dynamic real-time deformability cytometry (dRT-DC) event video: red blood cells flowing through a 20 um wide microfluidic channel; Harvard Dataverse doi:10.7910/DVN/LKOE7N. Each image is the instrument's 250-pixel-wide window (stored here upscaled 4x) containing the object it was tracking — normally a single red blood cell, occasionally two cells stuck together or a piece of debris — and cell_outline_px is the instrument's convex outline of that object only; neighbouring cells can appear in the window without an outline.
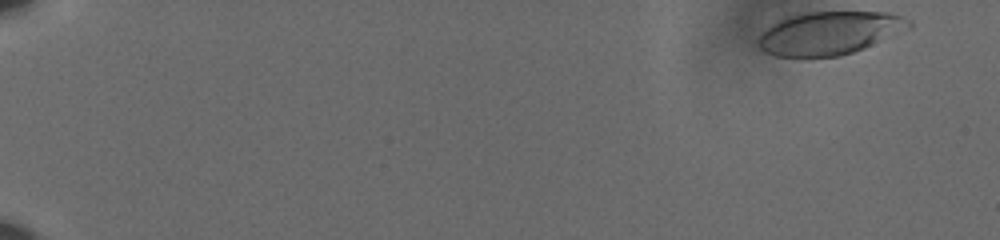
{"species": "human", "species_latin": "Homo sapiens", "temperature_condition": "cold", "stored_images_in_passage": 52, "camera_frame_rate_fps": 3000, "um_per_image_px": 0.085, "donor": {"sex": "male"}, "frame": {"image": 1, "passage_image": 1, "time_ms": 0.0, "image_size_px": [1000, 240], "cell_outline_px": [[912, 28], [864, 48], [840, 56], [776, 56], [764, 52], [760, 48], [760, 36], [776, 20], [784, 16], [808, 12], [888, 12], [912, 20]], "centroid_in_image_um": [70.55, 2.79], "position_along_channel_um": 14.4, "area_um2": 37.8}}
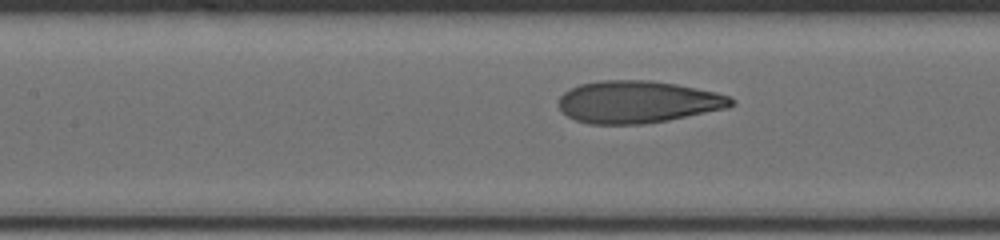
{"frame": {"image": 2, "passage_image": 28, "time_ms": 9.0, "image_size_px": [1000, 240], "cell_outline_px": [[736, 104], [728, 108], [668, 120], [644, 124], [588, 124], [576, 120], [568, 116], [556, 104], [556, 100], [564, 92], [580, 84], [600, 80], [652, 80], [676, 84], [716, 92], [728, 96], [736, 100]], "centroid_in_image_um": [54.21, 8.66], "position_along_channel_um": 153.2, "area_um2": 42.71}}
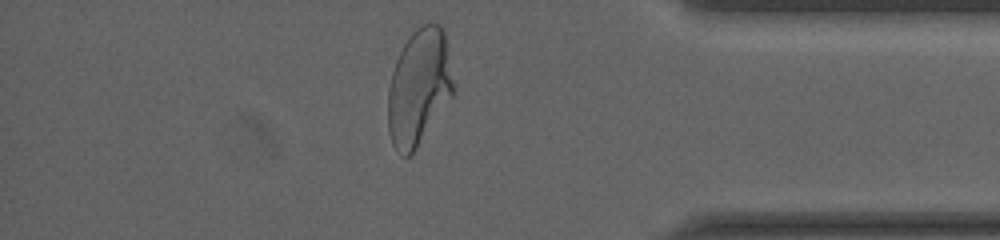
{"frame": {"image": 3, "passage_image": 50, "time_ms": 16.333, "image_size_px": [1000, 240], "cell_outline_px": [[456, 92], [412, 156], [404, 156], [392, 144], [388, 132], [388, 88], [392, 72], [396, 60], [404, 44], [412, 32], [416, 28], [424, 24], [440, 24], [444, 28], [456, 88]], "centroid_in_image_um": [35.64, 7.43], "position_along_channel_um": 399.6, "area_um2": 45.08}, "authors_computed_cell_mechanics": {"area_um2": 41.7316, "velocity_mm_per_s": 3.6028, "shape_relaxation_time_tau1_ms": 4.0057, "shape_relaxation_time_tau2_ms": 0.9073, "deformation_change_tau1": 0.1986, "deformation_change_tau2": 0.0797}}